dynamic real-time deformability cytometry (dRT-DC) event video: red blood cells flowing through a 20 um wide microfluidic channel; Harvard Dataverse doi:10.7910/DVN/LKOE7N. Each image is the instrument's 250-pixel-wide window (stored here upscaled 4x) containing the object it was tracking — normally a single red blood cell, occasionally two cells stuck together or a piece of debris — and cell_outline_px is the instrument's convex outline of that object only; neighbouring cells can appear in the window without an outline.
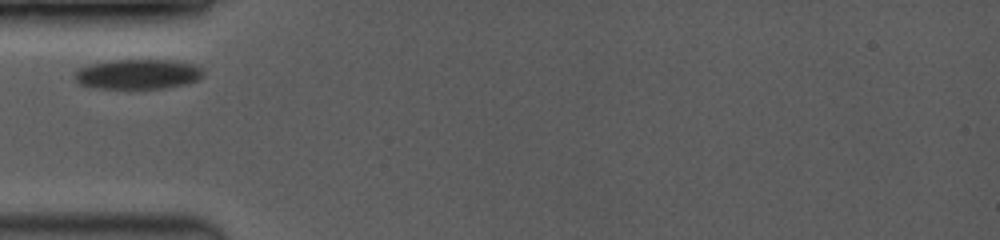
{"species": "common noctule bat (a hibernating species)", "species_latin": "Nyctalus noctula", "temperature_condition": "room temperature", "stored_images_in_passage": 12, "camera_frame_rate_fps": 3500, "um_per_image_px": 0.085, "animal": {"sex": "female", "body_mass_g": 19.0, "forearm_length_mm": 53.3}, "frame": {"image": 1, "passage_image": 1, "time_ms": 0.0, "image_size_px": [1000, 240], "cell_outline_px": [[204, 76], [200, 80], [188, 84], [164, 88], [88, 88], [80, 84], [72, 76], [76, 68], [88, 64], [112, 60], [168, 60], [196, 64], [204, 68]], "centroid_in_image_um": [11.72, 6.3], "position_along_channel_um": 73.3, "area_um2": 23.0}}
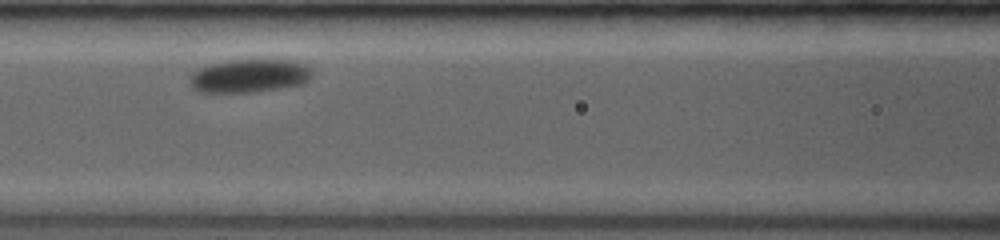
{"frame": {"image": 2, "passage_image": 4, "time_ms": 2.0, "image_size_px": [1000, 240], "cell_outline_px": [[312, 76], [304, 84], [280, 88], [252, 92], [200, 92], [192, 88], [188, 80], [192, 72], [208, 64], [228, 60], [284, 60], [304, 64], [312, 72]], "centroid_in_image_um": [21.15, 6.45], "position_along_channel_um": 145.5, "area_um2": 23.76}}
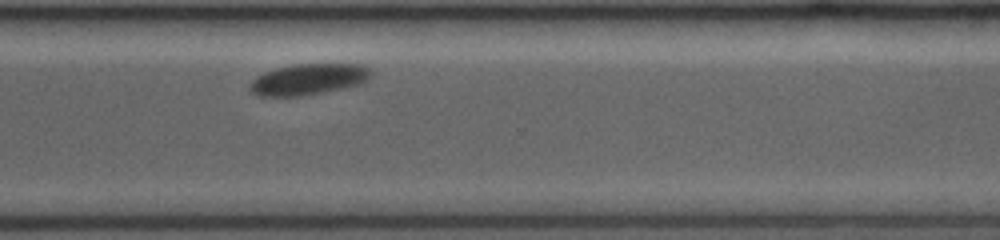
{"frame": {"image": 3, "passage_image": 12, "time_ms": 7.429, "image_size_px": [1000, 240], "cell_outline_px": [[372, 76], [356, 84], [324, 92], [300, 96], [256, 96], [248, 88], [248, 84], [256, 76], [264, 72], [276, 68], [292, 64], [364, 64], [372, 72]], "centroid_in_image_um": [26.15, 6.73], "position_along_channel_um": 344.5, "area_um2": 21.91}}